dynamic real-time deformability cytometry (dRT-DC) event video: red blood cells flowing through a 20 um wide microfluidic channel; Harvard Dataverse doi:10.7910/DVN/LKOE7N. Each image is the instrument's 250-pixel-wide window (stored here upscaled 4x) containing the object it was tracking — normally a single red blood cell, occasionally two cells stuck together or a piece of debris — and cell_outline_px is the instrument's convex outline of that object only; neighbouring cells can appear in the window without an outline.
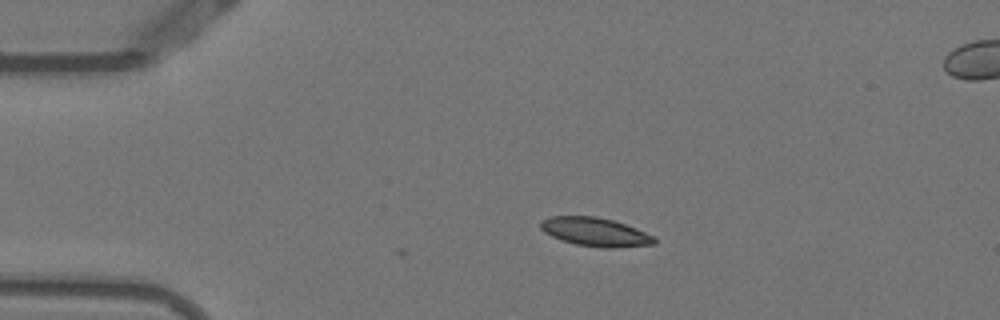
{"species": "Egyptian fruit bat (a non-hibernating species)", "species_latin": "Rousettus aegyptiacus", "temperature_condition": "warm", "stored_images_in_passage": 34, "camera_frame_rate_fps": 3000, "um_per_image_px": 0.085, "animal": {"sex": "female"}, "frame": {"image": 1, "passage_image": 1, "time_ms": 0.0, "image_size_px": [1000, 320], "cell_outline_px": [[656, 244], [616, 248], [604, 248], [576, 244], [560, 240], [544, 232], [540, 228], [540, 220], [552, 216], [596, 216], [612, 220], [636, 228], [656, 236]], "centroid_in_image_um": [50.61, 19.72], "position_along_channel_um": 34.4, "area_um2": 19.13}}
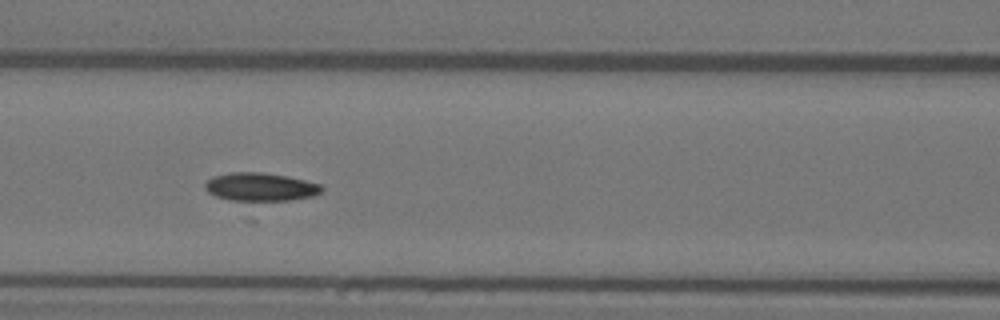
{"frame": {"image": 2, "passage_image": 13, "time_ms": 4.0, "image_size_px": [1000, 320], "cell_outline_px": [[324, 192], [312, 196], [292, 200], [256, 204], [248, 204], [228, 200], [216, 196], [208, 192], [204, 188], [204, 184], [212, 176], [228, 172], [260, 172], [288, 176], [320, 184], [324, 188]], "centroid_in_image_um": [22.12, 15.94], "position_along_channel_um": 144.5, "area_um2": 20.35}}
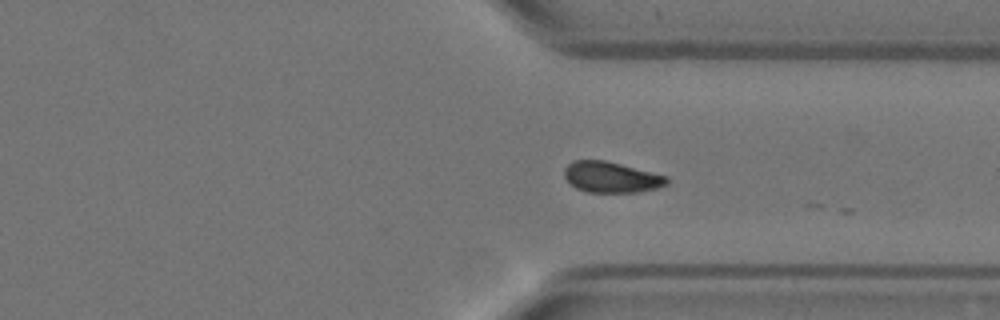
{"frame": {"image": 3, "passage_image": 30, "time_ms": 9.667, "image_size_px": [1000, 320], "cell_outline_px": [[668, 184], [656, 188], [636, 192], [588, 192], [576, 188], [564, 176], [564, 168], [572, 160], [604, 160], [668, 176]], "centroid_in_image_um": [51.95, 15.05], "position_along_channel_um": 359.5, "area_um2": 18.26}}